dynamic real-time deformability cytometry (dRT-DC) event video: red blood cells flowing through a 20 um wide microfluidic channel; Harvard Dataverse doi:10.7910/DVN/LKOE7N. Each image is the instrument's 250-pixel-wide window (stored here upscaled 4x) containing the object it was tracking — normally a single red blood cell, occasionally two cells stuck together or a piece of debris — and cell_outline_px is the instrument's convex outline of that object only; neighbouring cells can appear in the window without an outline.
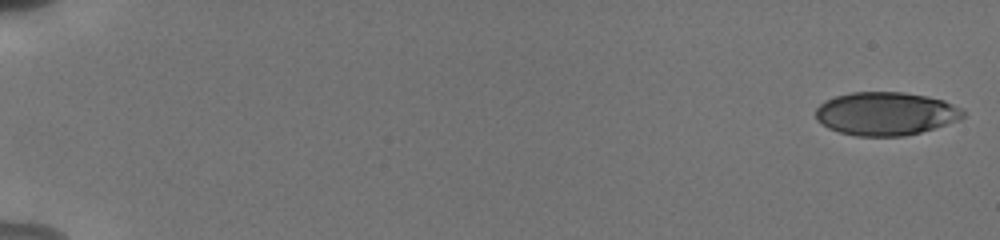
{"species": "human", "species_latin": "Homo sapiens", "temperature_condition": "cold", "stored_images_in_passage": 11, "camera_frame_rate_fps": 3000, "um_per_image_px": 0.085, "donor": {"sex": "male"}, "frame": {"image": 1, "passage_image": 1, "time_ms": 0.0, "image_size_px": [1000, 240], "cell_outline_px": [[964, 116], [960, 120], [920, 132], [904, 136], [856, 136], [840, 132], [828, 128], [816, 120], [816, 108], [824, 100], [836, 96], [852, 92], [904, 92], [928, 96], [944, 100], [960, 108], [964, 112]], "centroid_in_image_um": [75.28, 9.65], "position_along_channel_um": 9.7, "area_um2": 37.22}}
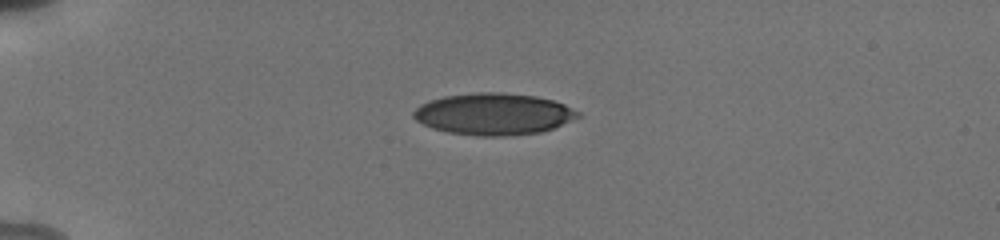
{"frame": {"image": 2, "passage_image": 7, "time_ms": 4.667, "image_size_px": [1000, 240], "cell_outline_px": [[580, 116], [552, 128], [540, 132], [512, 136], [476, 136], [448, 132], [432, 128], [416, 120], [412, 116], [412, 112], [420, 104], [428, 100], [444, 96], [476, 92], [500, 92], [536, 96], [552, 100], [564, 104], [580, 112]], "centroid_in_image_um": [41.92, 9.69], "position_along_channel_um": 43.1, "area_um2": 40.06}}
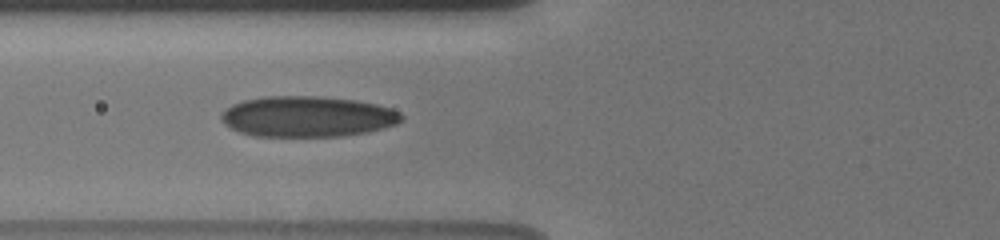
{"frame": {"image": 3, "passage_image": 10, "time_ms": 7.333, "image_size_px": [1000, 240], "cell_outline_px": [[404, 120], [396, 124], [384, 128], [368, 132], [340, 136], [252, 136], [240, 132], [224, 124], [220, 120], [220, 112], [232, 104], [244, 100], [264, 96], [320, 96], [356, 100], [376, 104], [392, 108], [400, 112], [404, 116]], "centroid_in_image_um": [26.13, 9.9], "position_along_channel_um": 99.7, "area_um2": 43.18}}